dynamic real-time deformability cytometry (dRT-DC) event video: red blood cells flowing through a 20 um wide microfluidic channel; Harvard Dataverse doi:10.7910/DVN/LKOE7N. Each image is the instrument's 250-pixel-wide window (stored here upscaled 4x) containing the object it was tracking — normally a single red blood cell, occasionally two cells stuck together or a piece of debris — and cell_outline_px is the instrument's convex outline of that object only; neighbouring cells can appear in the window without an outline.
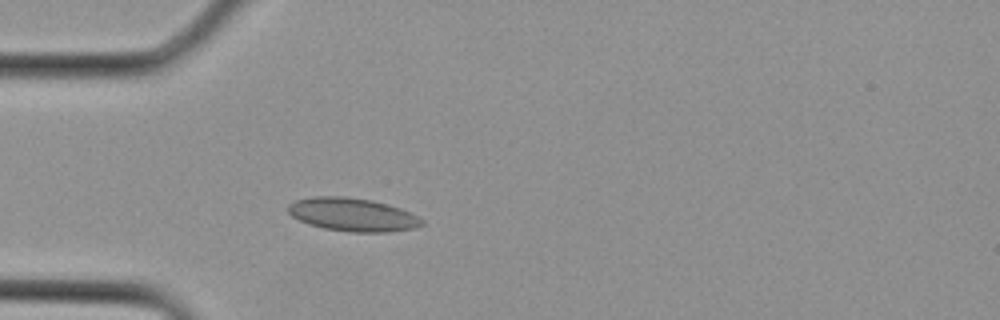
{"species": "Egyptian fruit bat (a non-hibernating species)", "species_latin": "Rousettus aegyptiacus", "temperature_condition": "cold", "stored_images_in_passage": 3, "camera_frame_rate_fps": 3000, "um_per_image_px": 0.085, "animal": {"sex": "female"}, "frame": {"image": 1, "passage_image": 3, "time_ms": 0.667, "image_size_px": [1000, 320], "cell_outline_px": [[424, 224], [416, 228], [388, 232], [348, 232], [324, 228], [308, 224], [292, 216], [288, 212], [288, 204], [296, 200], [312, 196], [344, 196], [372, 200], [388, 204], [400, 208], [424, 220]], "centroid_in_image_um": [29.97, 18.24], "position_along_channel_um": 55.0, "area_um2": 26.01}}